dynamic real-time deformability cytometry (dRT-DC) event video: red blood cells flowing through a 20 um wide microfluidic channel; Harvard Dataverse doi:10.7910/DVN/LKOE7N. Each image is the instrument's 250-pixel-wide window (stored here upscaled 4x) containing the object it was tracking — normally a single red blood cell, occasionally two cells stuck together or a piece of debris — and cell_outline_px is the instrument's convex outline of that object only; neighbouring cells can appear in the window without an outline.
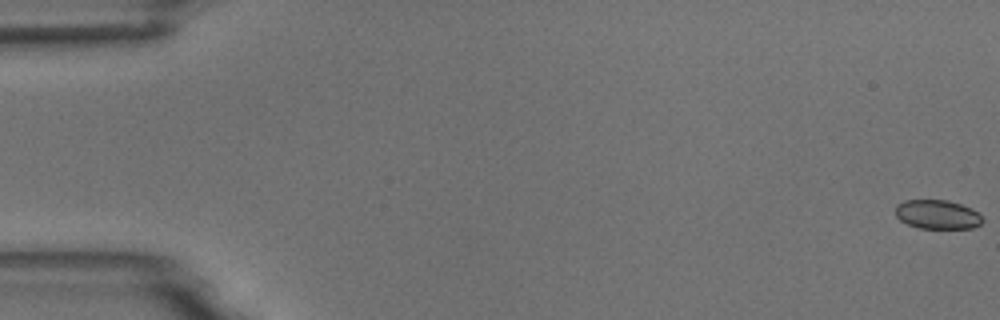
{"species": "common noctule bat (a hibernating species)", "species_latin": "Nyctalus noctula", "temperature_condition": "room temperature", "stored_images_in_passage": 8, "camera_frame_rate_fps": 3000, "um_per_image_px": 0.085, "animal": {"sex": "male", "body_mass_g": 18.8}, "frame": {"image": 1, "passage_image": 1, "time_ms": 0.0, "image_size_px": [1000, 320], "cell_outline_px": [[984, 220], [980, 224], [972, 228], [920, 228], [908, 224], [900, 220], [896, 216], [896, 204], [904, 200], [948, 200], [972, 208], [980, 212]], "centroid_in_image_um": [79.7, 18.22], "position_along_channel_um": 5.3, "area_um2": 14.85}}
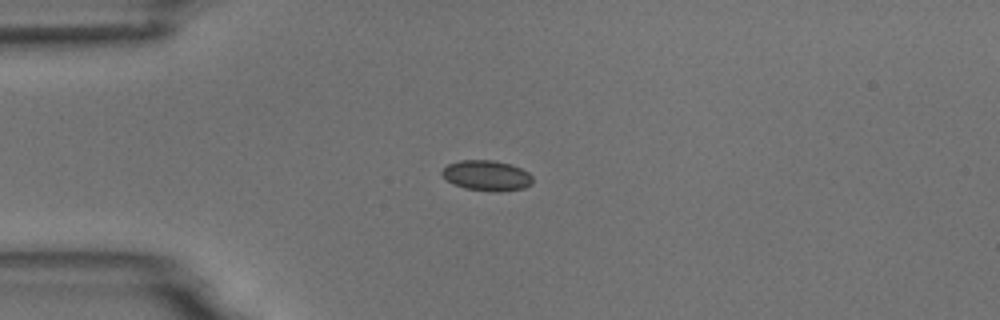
{"frame": {"image": 2, "passage_image": 5, "time_ms": 4.667, "image_size_px": [1000, 320], "cell_outline_px": [[532, 184], [524, 188], [500, 192], [496, 192], [464, 188], [448, 180], [440, 172], [448, 164], [460, 160], [492, 160], [512, 164], [528, 172], [532, 176]], "centroid_in_image_um": [41.4, 14.92], "position_along_channel_um": 43.6, "area_um2": 16.01}}